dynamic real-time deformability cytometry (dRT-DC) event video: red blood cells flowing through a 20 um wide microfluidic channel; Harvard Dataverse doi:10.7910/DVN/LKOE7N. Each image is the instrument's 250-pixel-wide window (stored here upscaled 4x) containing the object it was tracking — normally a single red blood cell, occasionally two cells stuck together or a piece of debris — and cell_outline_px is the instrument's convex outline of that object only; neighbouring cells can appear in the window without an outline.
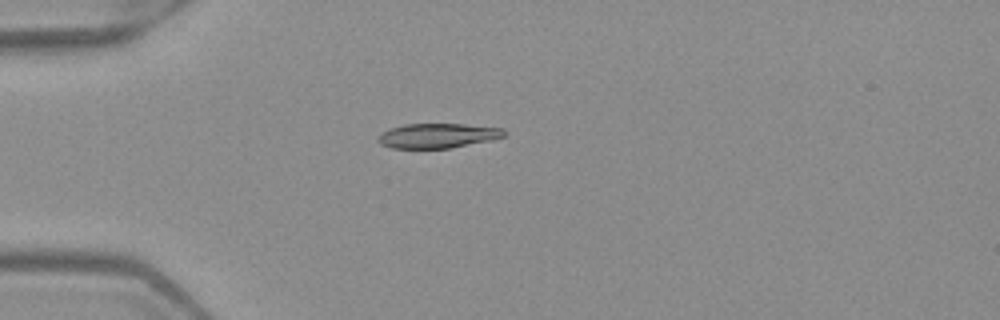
{"species": "Egyptian fruit bat (a non-hibernating species)", "species_latin": "Rousettus aegyptiacus", "temperature_condition": "warm", "stored_images_in_passage": 4, "camera_frame_rate_fps": 3000, "um_per_image_px": 0.085, "frame": {"image": 1, "passage_image": 4, "time_ms": 1.0, "image_size_px": [1000, 320], "cell_outline_px": [[508, 136], [492, 140], [448, 148], [392, 148], [380, 144], [376, 140], [376, 136], [380, 132], [388, 128], [404, 124], [464, 124], [504, 128], [508, 132]], "centroid_in_image_um": [37.2, 11.52], "position_along_channel_um": 47.8, "area_um2": 18.5}}